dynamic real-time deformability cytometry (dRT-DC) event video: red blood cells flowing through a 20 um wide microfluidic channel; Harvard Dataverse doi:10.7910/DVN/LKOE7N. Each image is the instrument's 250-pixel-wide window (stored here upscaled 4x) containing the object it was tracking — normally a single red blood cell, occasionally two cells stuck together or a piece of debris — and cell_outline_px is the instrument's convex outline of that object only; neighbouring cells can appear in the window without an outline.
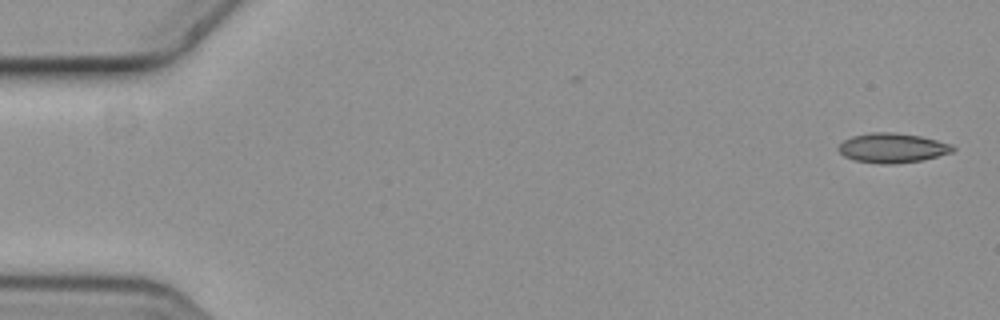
{"species": "common noctule bat (a hibernating species)", "species_latin": "Nyctalus noctula", "temperature_condition": "cold", "stored_images_in_passage": 3, "camera_frame_rate_fps": 3000, "um_per_image_px": 0.085, "animal": {"sex": "female", "body_mass_g": 19.3, "forearm_length_mm": 54.1}, "frame": {"image": 1, "passage_image": 1, "time_ms": 0.0, "image_size_px": [1000, 320], "cell_outline_px": [[956, 148], [952, 152], [924, 160], [892, 164], [880, 164], [852, 160], [844, 156], [836, 148], [844, 140], [852, 136], [868, 132], [896, 132], [920, 136], [952, 144]], "centroid_in_image_um": [75.83, 12.57], "position_along_channel_um": 9.2, "area_um2": 19.94}}
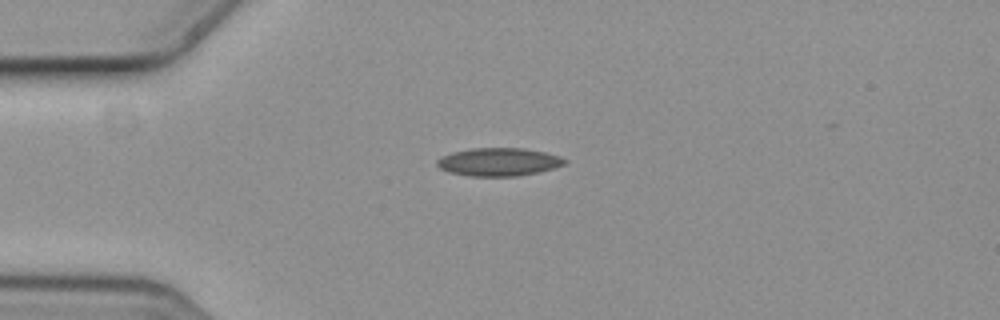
{"frame": {"image": 2, "passage_image": 2, "time_ms": 0.333, "image_size_px": [1000, 320], "cell_outline_px": [[568, 164], [536, 172], [516, 176], [468, 176], [448, 172], [440, 168], [436, 164], [436, 160], [452, 152], [472, 148], [524, 148], [544, 152], [560, 156], [568, 160]], "centroid_in_image_um": [42.4, 13.76], "position_along_channel_um": 42.6, "area_um2": 20.87}}